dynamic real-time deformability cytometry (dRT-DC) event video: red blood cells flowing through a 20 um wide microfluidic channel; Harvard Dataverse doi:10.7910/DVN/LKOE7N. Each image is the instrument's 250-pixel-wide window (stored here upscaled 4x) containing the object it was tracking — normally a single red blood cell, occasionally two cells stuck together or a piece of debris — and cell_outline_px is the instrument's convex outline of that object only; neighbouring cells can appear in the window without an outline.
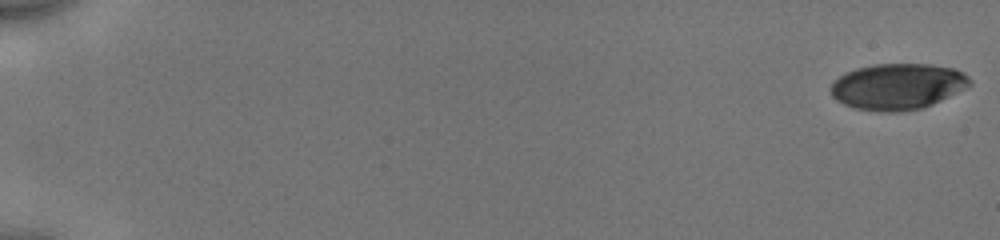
{"species": "human", "species_latin": "Homo sapiens", "temperature_condition": "cold", "stored_images_in_passage": 53, "camera_frame_rate_fps": 3000, "um_per_image_px": 0.085, "donor": {"sex": "male"}, "frame": {"image": 1, "passage_image": 1, "time_ms": 0.0, "image_size_px": [1000, 240], "cell_outline_px": [[972, 84], [968, 88], [932, 104], [920, 108], [900, 112], [880, 112], [856, 108], [844, 104], [836, 100], [832, 96], [828, 88], [840, 76], [856, 68], [872, 64], [928, 64], [952, 68], [964, 72], [972, 80]], "centroid_in_image_um": [76.32, 7.35], "position_along_channel_um": 8.7, "area_um2": 37.51}}
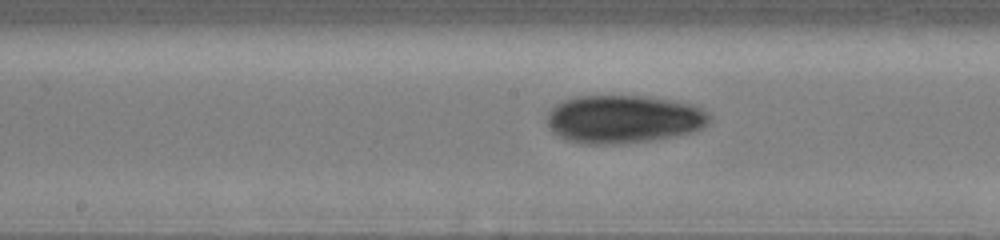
{"frame": {"image": 2, "passage_image": 30, "time_ms": 9.667, "image_size_px": [1000, 240], "cell_outline_px": [[712, 120], [700, 128], [692, 132], [676, 136], [652, 140], [620, 144], [580, 144], [564, 140], [552, 132], [548, 128], [548, 112], [556, 104], [564, 100], [576, 96], [648, 96], [676, 100], [692, 104], [708, 112], [712, 116]], "centroid_in_image_um": [53.0, 10.13], "position_along_channel_um": 195.2, "area_um2": 46.12}}
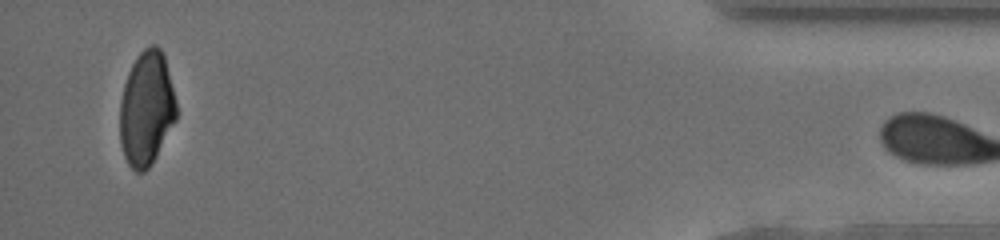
{"frame": {"image": 3, "passage_image": 52, "time_ms": 17.0, "image_size_px": [1000, 240], "cell_outline_px": [[176, 120], [152, 164], [144, 172], [136, 172], [128, 164], [124, 156], [120, 144], [120, 100], [124, 84], [128, 72], [132, 64], [140, 52], [144, 48], [152, 44], [156, 44], [160, 48], [164, 56], [176, 100]], "centroid_in_image_um": [12.44, 9.24], "position_along_channel_um": 422.8, "area_um2": 37.74}}